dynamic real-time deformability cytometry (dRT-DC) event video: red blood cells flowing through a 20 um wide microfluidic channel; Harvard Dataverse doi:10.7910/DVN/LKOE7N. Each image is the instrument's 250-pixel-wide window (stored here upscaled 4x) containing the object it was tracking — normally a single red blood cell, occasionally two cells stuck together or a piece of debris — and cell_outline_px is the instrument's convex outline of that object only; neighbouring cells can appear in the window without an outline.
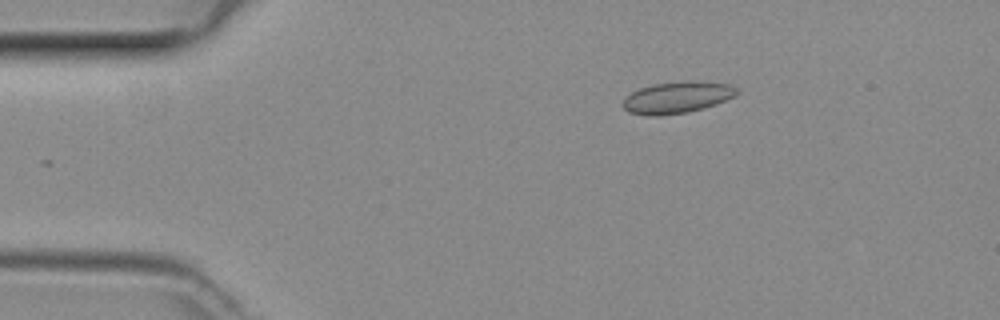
{"species": "common noctule bat (a hibernating species)", "species_latin": "Nyctalus noctula", "temperature_condition": "room temperature", "stored_images_in_passage": 45, "camera_frame_rate_fps": 3000, "um_per_image_px": 0.085, "animal": {"sex": "female", "body_mass_g": 29.2, "forearm_length_mm": 56.3}, "frame": {"image": 1, "passage_image": 4, "time_ms": 1.0, "image_size_px": [1000, 320], "cell_outline_px": [[736, 92], [732, 96], [716, 104], [704, 108], [688, 112], [656, 116], [648, 116], [628, 112], [624, 108], [624, 96], [640, 88], [656, 84], [692, 80], [728, 84], [736, 88]], "centroid_in_image_um": [57.51, 8.29], "position_along_channel_um": 27.5, "area_um2": 20.69}}
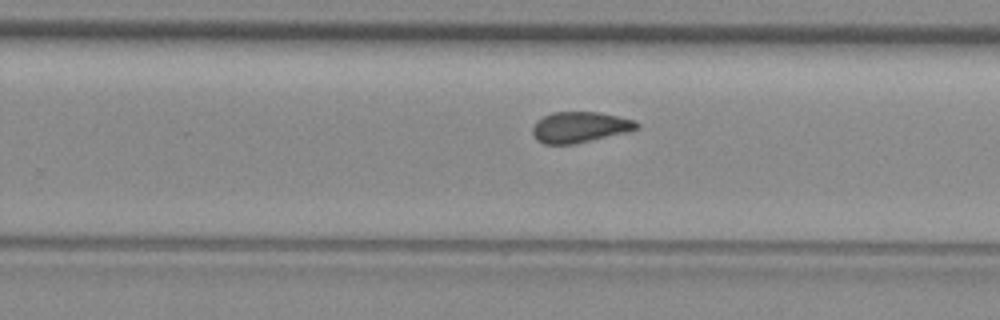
{"frame": {"image": 2, "passage_image": 26, "time_ms": 8.333, "image_size_px": [1000, 320], "cell_outline_px": [[640, 124], [636, 128], [624, 132], [572, 144], [544, 144], [536, 140], [532, 132], [532, 128], [536, 120], [552, 112], [600, 112], [636, 120]], "centroid_in_image_um": [49.23, 10.79], "position_along_channel_um": 280.6, "area_um2": 18.5}}
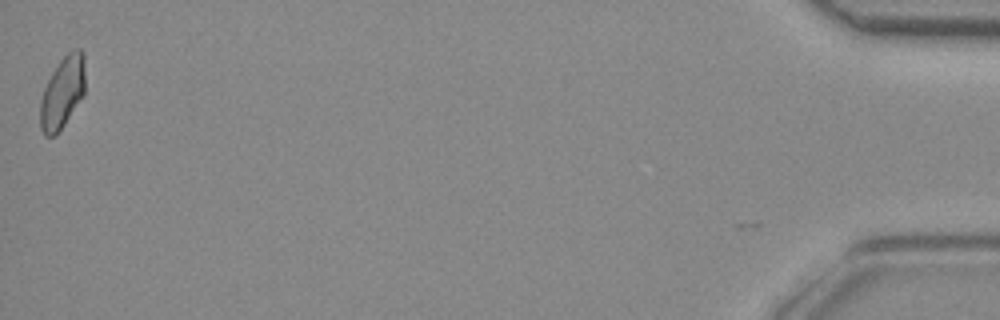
{"frame": {"image": 3, "passage_image": 44, "time_ms": 14.333, "image_size_px": [1000, 320], "cell_outline_px": [[84, 96], [56, 136], [44, 136], [40, 128], [40, 100], [44, 88], [52, 72], [60, 60], [68, 52], [76, 48], [80, 48], [84, 56]], "centroid_in_image_um": [5.3, 7.88], "position_along_channel_um": 429.9, "area_um2": 18.9}}